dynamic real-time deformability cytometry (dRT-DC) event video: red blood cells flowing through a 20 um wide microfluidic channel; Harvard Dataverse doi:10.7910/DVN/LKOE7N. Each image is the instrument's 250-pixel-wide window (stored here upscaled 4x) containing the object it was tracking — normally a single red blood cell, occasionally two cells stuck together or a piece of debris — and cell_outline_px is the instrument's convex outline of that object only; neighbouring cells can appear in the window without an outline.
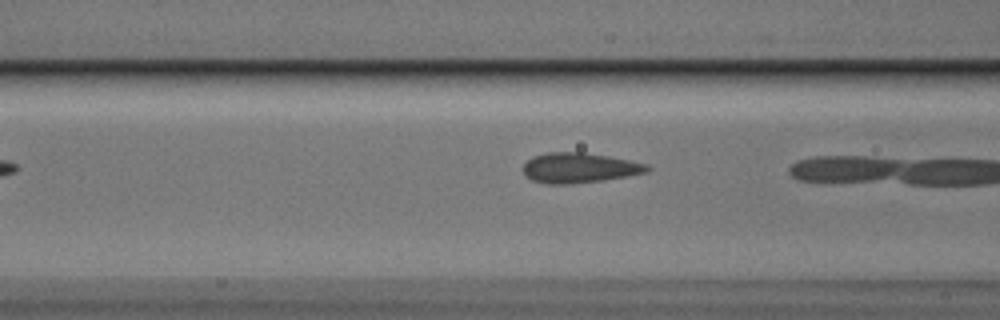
{"species": "Egyptian fruit bat (a non-hibernating species)", "species_latin": "Rousettus aegyptiacus", "temperature_condition": "cold", "stored_images_in_passage": 8, "camera_frame_rate_fps": 3000, "um_per_image_px": 0.085, "animal": {"sex": "male"}, "frame": {"image": 1, "passage_image": 6, "time_ms": 1.667, "image_size_px": [1000, 320], "cell_outline_px": [[652, 168], [644, 172], [604, 180], [568, 184], [548, 184], [532, 180], [524, 172], [524, 164], [532, 156], [548, 152], [584, 152], [608, 156], [648, 164]], "centroid_in_image_um": [49.22, 14.26], "position_along_channel_um": 117.4, "area_um2": 21.5}}